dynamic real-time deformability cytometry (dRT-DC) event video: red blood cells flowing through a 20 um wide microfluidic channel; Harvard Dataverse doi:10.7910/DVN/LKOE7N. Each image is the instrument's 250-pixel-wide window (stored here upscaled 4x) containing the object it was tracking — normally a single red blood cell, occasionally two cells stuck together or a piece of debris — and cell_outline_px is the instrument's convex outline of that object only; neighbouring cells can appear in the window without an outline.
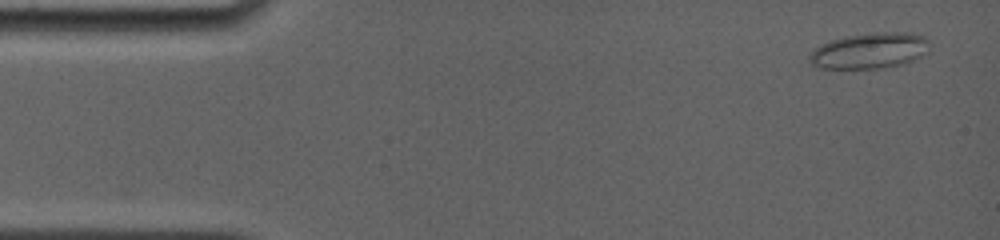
{"species": "common noctule bat (a hibernating species)", "species_latin": "Nyctalus noctula", "temperature_condition": "room temperature", "stored_images_in_passage": 29, "camera_frame_rate_fps": 4000, "um_per_image_px": 0.085, "animal": {"sex": "female", "body_mass_g": 19.0, "forearm_length_mm": 56.7}, "frame": {"image": 1, "passage_image": 1, "time_ms": 0.0, "image_size_px": [1000, 240], "cell_outline_px": [[928, 52], [924, 56], [904, 64], [876, 68], [820, 68], [812, 64], [808, 60], [808, 56], [820, 44], [844, 36], [872, 32], [908, 32], [928, 36]], "centroid_in_image_um": [73.97, 4.29], "position_along_channel_um": 11.0, "area_um2": 25.32}}
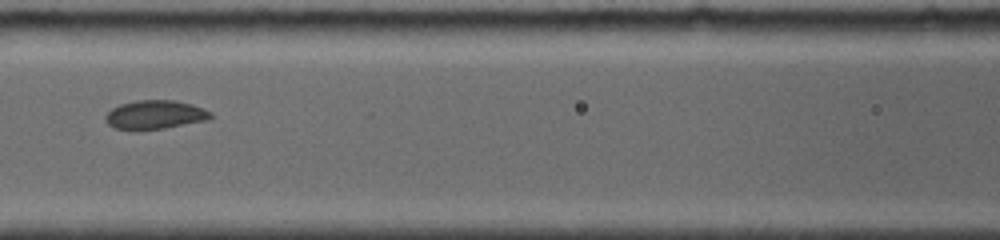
{"frame": {"image": 2, "passage_image": 13, "time_ms": 6.5, "image_size_px": [1000, 240], "cell_outline_px": [[212, 116], [208, 120], [164, 128], [140, 132], [132, 132], [116, 128], [108, 124], [104, 120], [104, 116], [112, 108], [120, 104], [136, 100], [176, 100], [192, 104], [204, 108], [212, 112]], "centroid_in_image_um": [13.15, 9.77], "position_along_channel_um": 153.5, "area_um2": 18.21}}
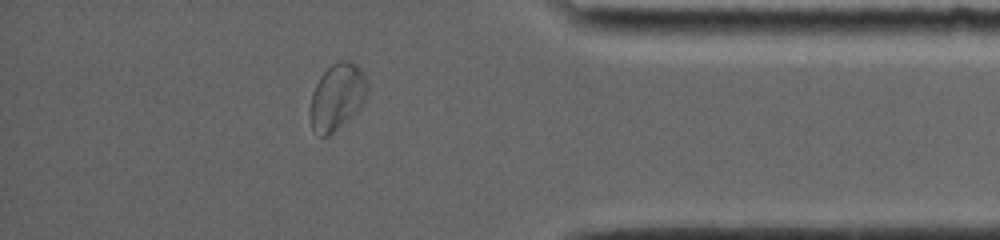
{"frame": {"image": 3, "passage_image": 25, "time_ms": 13.5, "image_size_px": [1000, 240], "cell_outline_px": [[368, 88], [364, 100], [360, 108], [356, 112], [328, 136], [320, 136], [312, 128], [308, 116], [312, 92], [320, 76], [332, 64], [340, 60], [348, 60], [356, 64], [364, 72], [368, 84]], "centroid_in_image_um": [28.64, 8.21], "position_along_channel_um": 406.6, "area_um2": 22.25}, "authors_computed_cell_mechanics": {"area_um2": 18.2648, "velocity_mm_per_s": 3.804, "shape_relaxation_time_tau1_ms": 4.1205, "shape_relaxation_time_tau2_ms": null, "deformation_change_tau1": 0.0796, "deformation_change_tau2": null}}